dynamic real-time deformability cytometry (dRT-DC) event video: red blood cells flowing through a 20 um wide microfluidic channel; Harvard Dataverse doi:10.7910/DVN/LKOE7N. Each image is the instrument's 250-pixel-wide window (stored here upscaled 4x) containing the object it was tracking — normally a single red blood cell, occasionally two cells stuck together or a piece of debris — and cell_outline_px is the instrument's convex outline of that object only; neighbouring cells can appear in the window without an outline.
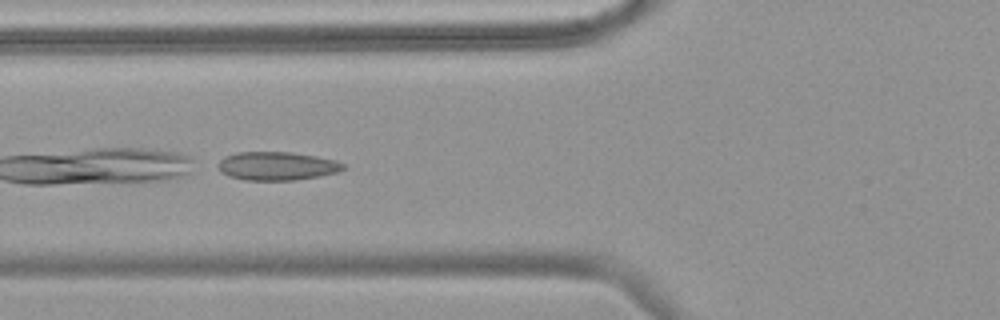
{"species": "common noctule bat (a hibernating species)", "species_latin": "Nyctalus noctula", "temperature_condition": "warm", "stored_images_in_passage": 27, "camera_frame_rate_fps": 3000, "um_per_image_px": 0.085, "animal": {"sex": "female", "body_mass_g": 18.4}, "frame": {"image": 1, "passage_image": 5, "time_ms": 1.333, "image_size_px": [1000, 320], "cell_outline_px": [[344, 168], [340, 172], [320, 176], [296, 180], [244, 180], [228, 176], [220, 172], [216, 164], [224, 156], [236, 152], [292, 152], [316, 156], [336, 160], [344, 164]], "centroid_in_image_um": [23.52, 14.11], "position_along_channel_um": 102.3, "area_um2": 21.04}, "authors_computed_cell_mechanics": {"area_um2": 20.519, "velocity_mm_per_s": 3.6562, "shape_relaxation_time_tau1_ms": 0.3337, "shape_relaxation_time_tau2_ms": 1.1382, "deformation_change_tau1": 0.2033, "deformation_change_tau2": 0.074}}